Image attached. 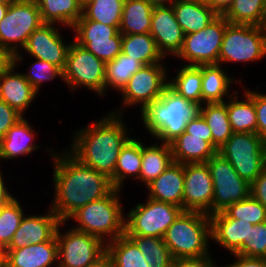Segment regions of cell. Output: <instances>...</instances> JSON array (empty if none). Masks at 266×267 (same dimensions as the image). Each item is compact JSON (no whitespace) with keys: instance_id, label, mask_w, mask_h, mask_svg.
I'll return each mask as SVG.
<instances>
[{"instance_id":"cell-40","label":"cell","mask_w":266,"mask_h":267,"mask_svg":"<svg viewBox=\"0 0 266 267\" xmlns=\"http://www.w3.org/2000/svg\"><path fill=\"white\" fill-rule=\"evenodd\" d=\"M142 252L149 267H173L174 258L163 241L153 236H128Z\"/></svg>"},{"instance_id":"cell-59","label":"cell","mask_w":266,"mask_h":267,"mask_svg":"<svg viewBox=\"0 0 266 267\" xmlns=\"http://www.w3.org/2000/svg\"><path fill=\"white\" fill-rule=\"evenodd\" d=\"M82 6L86 5L88 2L92 0H78Z\"/></svg>"},{"instance_id":"cell-57","label":"cell","mask_w":266,"mask_h":267,"mask_svg":"<svg viewBox=\"0 0 266 267\" xmlns=\"http://www.w3.org/2000/svg\"><path fill=\"white\" fill-rule=\"evenodd\" d=\"M0 267H4L3 264V251L0 249Z\"/></svg>"},{"instance_id":"cell-15","label":"cell","mask_w":266,"mask_h":267,"mask_svg":"<svg viewBox=\"0 0 266 267\" xmlns=\"http://www.w3.org/2000/svg\"><path fill=\"white\" fill-rule=\"evenodd\" d=\"M164 67L161 62L139 69L121 91L122 104L127 107L141 104L142 112L149 104L158 100L169 85Z\"/></svg>"},{"instance_id":"cell-14","label":"cell","mask_w":266,"mask_h":267,"mask_svg":"<svg viewBox=\"0 0 266 267\" xmlns=\"http://www.w3.org/2000/svg\"><path fill=\"white\" fill-rule=\"evenodd\" d=\"M120 26H108L94 20H78L72 30L74 42L107 63L114 60L122 50Z\"/></svg>"},{"instance_id":"cell-42","label":"cell","mask_w":266,"mask_h":267,"mask_svg":"<svg viewBox=\"0 0 266 267\" xmlns=\"http://www.w3.org/2000/svg\"><path fill=\"white\" fill-rule=\"evenodd\" d=\"M223 212L229 218L248 221L253 225L266 221V208L251 194L244 200L229 205Z\"/></svg>"},{"instance_id":"cell-5","label":"cell","mask_w":266,"mask_h":267,"mask_svg":"<svg viewBox=\"0 0 266 267\" xmlns=\"http://www.w3.org/2000/svg\"><path fill=\"white\" fill-rule=\"evenodd\" d=\"M120 191V189L114 188L104 198L79 208L69 217L70 220L73 219L79 224L72 228L94 235L106 243L125 234L126 216H123L122 212Z\"/></svg>"},{"instance_id":"cell-9","label":"cell","mask_w":266,"mask_h":267,"mask_svg":"<svg viewBox=\"0 0 266 267\" xmlns=\"http://www.w3.org/2000/svg\"><path fill=\"white\" fill-rule=\"evenodd\" d=\"M147 198L145 204H137L126 215L125 234L163 238L168 227L184 210L173 204Z\"/></svg>"},{"instance_id":"cell-55","label":"cell","mask_w":266,"mask_h":267,"mask_svg":"<svg viewBox=\"0 0 266 267\" xmlns=\"http://www.w3.org/2000/svg\"><path fill=\"white\" fill-rule=\"evenodd\" d=\"M148 1L153 6H168V5H172L177 0H148Z\"/></svg>"},{"instance_id":"cell-18","label":"cell","mask_w":266,"mask_h":267,"mask_svg":"<svg viewBox=\"0 0 266 267\" xmlns=\"http://www.w3.org/2000/svg\"><path fill=\"white\" fill-rule=\"evenodd\" d=\"M149 33L164 58L169 54L177 56L181 51L185 34L177 22L172 5L154 6Z\"/></svg>"},{"instance_id":"cell-43","label":"cell","mask_w":266,"mask_h":267,"mask_svg":"<svg viewBox=\"0 0 266 267\" xmlns=\"http://www.w3.org/2000/svg\"><path fill=\"white\" fill-rule=\"evenodd\" d=\"M28 73H23L29 84L38 92L43 81L53 80L59 77L62 79L63 72L56 66L41 59L35 58L30 65Z\"/></svg>"},{"instance_id":"cell-3","label":"cell","mask_w":266,"mask_h":267,"mask_svg":"<svg viewBox=\"0 0 266 267\" xmlns=\"http://www.w3.org/2000/svg\"><path fill=\"white\" fill-rule=\"evenodd\" d=\"M198 113L199 105L185 99L169 85L158 100L140 112L146 130L168 144L185 131L187 121Z\"/></svg>"},{"instance_id":"cell-17","label":"cell","mask_w":266,"mask_h":267,"mask_svg":"<svg viewBox=\"0 0 266 267\" xmlns=\"http://www.w3.org/2000/svg\"><path fill=\"white\" fill-rule=\"evenodd\" d=\"M70 43L67 45L54 24H42L29 37L23 49L34 58L58 67L62 72Z\"/></svg>"},{"instance_id":"cell-54","label":"cell","mask_w":266,"mask_h":267,"mask_svg":"<svg viewBox=\"0 0 266 267\" xmlns=\"http://www.w3.org/2000/svg\"><path fill=\"white\" fill-rule=\"evenodd\" d=\"M86 267H113V264L110 257L105 252L98 260Z\"/></svg>"},{"instance_id":"cell-22","label":"cell","mask_w":266,"mask_h":267,"mask_svg":"<svg viewBox=\"0 0 266 267\" xmlns=\"http://www.w3.org/2000/svg\"><path fill=\"white\" fill-rule=\"evenodd\" d=\"M184 164L173 162L147 185V197L183 208Z\"/></svg>"},{"instance_id":"cell-33","label":"cell","mask_w":266,"mask_h":267,"mask_svg":"<svg viewBox=\"0 0 266 267\" xmlns=\"http://www.w3.org/2000/svg\"><path fill=\"white\" fill-rule=\"evenodd\" d=\"M202 105L199 106V114L205 119L211 130L212 145L219 150L233 134L228 119L227 102L204 103Z\"/></svg>"},{"instance_id":"cell-41","label":"cell","mask_w":266,"mask_h":267,"mask_svg":"<svg viewBox=\"0 0 266 267\" xmlns=\"http://www.w3.org/2000/svg\"><path fill=\"white\" fill-rule=\"evenodd\" d=\"M23 217L24 211L15 197L0 208V249L2 251L9 246Z\"/></svg>"},{"instance_id":"cell-47","label":"cell","mask_w":266,"mask_h":267,"mask_svg":"<svg viewBox=\"0 0 266 267\" xmlns=\"http://www.w3.org/2000/svg\"><path fill=\"white\" fill-rule=\"evenodd\" d=\"M185 132L193 136H212L208 124L199 113L187 121Z\"/></svg>"},{"instance_id":"cell-58","label":"cell","mask_w":266,"mask_h":267,"mask_svg":"<svg viewBox=\"0 0 266 267\" xmlns=\"http://www.w3.org/2000/svg\"><path fill=\"white\" fill-rule=\"evenodd\" d=\"M15 0H0V4H11Z\"/></svg>"},{"instance_id":"cell-11","label":"cell","mask_w":266,"mask_h":267,"mask_svg":"<svg viewBox=\"0 0 266 267\" xmlns=\"http://www.w3.org/2000/svg\"><path fill=\"white\" fill-rule=\"evenodd\" d=\"M206 163L213 180L212 214L224 211L229 205L250 195V184L220 153L217 152Z\"/></svg>"},{"instance_id":"cell-37","label":"cell","mask_w":266,"mask_h":267,"mask_svg":"<svg viewBox=\"0 0 266 267\" xmlns=\"http://www.w3.org/2000/svg\"><path fill=\"white\" fill-rule=\"evenodd\" d=\"M106 253L113 267H149L142 252L126 234L106 243Z\"/></svg>"},{"instance_id":"cell-10","label":"cell","mask_w":266,"mask_h":267,"mask_svg":"<svg viewBox=\"0 0 266 267\" xmlns=\"http://www.w3.org/2000/svg\"><path fill=\"white\" fill-rule=\"evenodd\" d=\"M106 63L72 41L67 53L62 80L71 90L85 86L98 96L105 93Z\"/></svg>"},{"instance_id":"cell-29","label":"cell","mask_w":266,"mask_h":267,"mask_svg":"<svg viewBox=\"0 0 266 267\" xmlns=\"http://www.w3.org/2000/svg\"><path fill=\"white\" fill-rule=\"evenodd\" d=\"M153 8L148 0H125L119 32L122 35L149 33Z\"/></svg>"},{"instance_id":"cell-35","label":"cell","mask_w":266,"mask_h":267,"mask_svg":"<svg viewBox=\"0 0 266 267\" xmlns=\"http://www.w3.org/2000/svg\"><path fill=\"white\" fill-rule=\"evenodd\" d=\"M223 16L230 24L264 27L266 0H234Z\"/></svg>"},{"instance_id":"cell-27","label":"cell","mask_w":266,"mask_h":267,"mask_svg":"<svg viewBox=\"0 0 266 267\" xmlns=\"http://www.w3.org/2000/svg\"><path fill=\"white\" fill-rule=\"evenodd\" d=\"M227 102L228 119L233 133H256L257 114L254 106V91L245 90V100H238L236 90Z\"/></svg>"},{"instance_id":"cell-32","label":"cell","mask_w":266,"mask_h":267,"mask_svg":"<svg viewBox=\"0 0 266 267\" xmlns=\"http://www.w3.org/2000/svg\"><path fill=\"white\" fill-rule=\"evenodd\" d=\"M235 81L220 67V64L202 65V104L225 102L230 84Z\"/></svg>"},{"instance_id":"cell-31","label":"cell","mask_w":266,"mask_h":267,"mask_svg":"<svg viewBox=\"0 0 266 267\" xmlns=\"http://www.w3.org/2000/svg\"><path fill=\"white\" fill-rule=\"evenodd\" d=\"M142 162V141L130 138L121 148L114 175L110 178L113 188L120 189L123 187L124 180L127 176L139 179ZM123 183V184H122Z\"/></svg>"},{"instance_id":"cell-8","label":"cell","mask_w":266,"mask_h":267,"mask_svg":"<svg viewBox=\"0 0 266 267\" xmlns=\"http://www.w3.org/2000/svg\"><path fill=\"white\" fill-rule=\"evenodd\" d=\"M266 56V31L263 26L228 24L218 64L255 62Z\"/></svg>"},{"instance_id":"cell-6","label":"cell","mask_w":266,"mask_h":267,"mask_svg":"<svg viewBox=\"0 0 266 267\" xmlns=\"http://www.w3.org/2000/svg\"><path fill=\"white\" fill-rule=\"evenodd\" d=\"M40 10L35 0H15L8 8L5 17L0 22V46L10 50L15 55V65L24 59L19 51L28 37L41 25Z\"/></svg>"},{"instance_id":"cell-12","label":"cell","mask_w":266,"mask_h":267,"mask_svg":"<svg viewBox=\"0 0 266 267\" xmlns=\"http://www.w3.org/2000/svg\"><path fill=\"white\" fill-rule=\"evenodd\" d=\"M229 22L218 15L205 29L185 34L181 51L176 57L193 66L218 64V56Z\"/></svg>"},{"instance_id":"cell-49","label":"cell","mask_w":266,"mask_h":267,"mask_svg":"<svg viewBox=\"0 0 266 267\" xmlns=\"http://www.w3.org/2000/svg\"><path fill=\"white\" fill-rule=\"evenodd\" d=\"M210 256L176 259L174 260L173 267H218L213 263V259Z\"/></svg>"},{"instance_id":"cell-45","label":"cell","mask_w":266,"mask_h":267,"mask_svg":"<svg viewBox=\"0 0 266 267\" xmlns=\"http://www.w3.org/2000/svg\"><path fill=\"white\" fill-rule=\"evenodd\" d=\"M23 116L5 101L0 100V139L14 126Z\"/></svg>"},{"instance_id":"cell-30","label":"cell","mask_w":266,"mask_h":267,"mask_svg":"<svg viewBox=\"0 0 266 267\" xmlns=\"http://www.w3.org/2000/svg\"><path fill=\"white\" fill-rule=\"evenodd\" d=\"M43 24L72 26L83 15V6L78 0H35Z\"/></svg>"},{"instance_id":"cell-20","label":"cell","mask_w":266,"mask_h":267,"mask_svg":"<svg viewBox=\"0 0 266 267\" xmlns=\"http://www.w3.org/2000/svg\"><path fill=\"white\" fill-rule=\"evenodd\" d=\"M55 262V264H54ZM4 267H58L56 235L47 242L3 251Z\"/></svg>"},{"instance_id":"cell-48","label":"cell","mask_w":266,"mask_h":267,"mask_svg":"<svg viewBox=\"0 0 266 267\" xmlns=\"http://www.w3.org/2000/svg\"><path fill=\"white\" fill-rule=\"evenodd\" d=\"M250 194L266 208V167L250 184Z\"/></svg>"},{"instance_id":"cell-56","label":"cell","mask_w":266,"mask_h":267,"mask_svg":"<svg viewBox=\"0 0 266 267\" xmlns=\"http://www.w3.org/2000/svg\"><path fill=\"white\" fill-rule=\"evenodd\" d=\"M10 4H0V22L5 17Z\"/></svg>"},{"instance_id":"cell-28","label":"cell","mask_w":266,"mask_h":267,"mask_svg":"<svg viewBox=\"0 0 266 267\" xmlns=\"http://www.w3.org/2000/svg\"><path fill=\"white\" fill-rule=\"evenodd\" d=\"M173 155L168 143L161 145L151 144L146 146L142 142V162L139 181L145 183V187L164 172L172 163Z\"/></svg>"},{"instance_id":"cell-21","label":"cell","mask_w":266,"mask_h":267,"mask_svg":"<svg viewBox=\"0 0 266 267\" xmlns=\"http://www.w3.org/2000/svg\"><path fill=\"white\" fill-rule=\"evenodd\" d=\"M211 240L227 249L230 254L242 255V243L248 241L250 222L229 218L223 211L210 215Z\"/></svg>"},{"instance_id":"cell-44","label":"cell","mask_w":266,"mask_h":267,"mask_svg":"<svg viewBox=\"0 0 266 267\" xmlns=\"http://www.w3.org/2000/svg\"><path fill=\"white\" fill-rule=\"evenodd\" d=\"M242 255L266 258V221L249 229L248 241L242 243Z\"/></svg>"},{"instance_id":"cell-1","label":"cell","mask_w":266,"mask_h":267,"mask_svg":"<svg viewBox=\"0 0 266 267\" xmlns=\"http://www.w3.org/2000/svg\"><path fill=\"white\" fill-rule=\"evenodd\" d=\"M54 159V191L50 207L62 222L79 208L107 196L114 188L103 173L84 165L69 150L50 153Z\"/></svg>"},{"instance_id":"cell-46","label":"cell","mask_w":266,"mask_h":267,"mask_svg":"<svg viewBox=\"0 0 266 267\" xmlns=\"http://www.w3.org/2000/svg\"><path fill=\"white\" fill-rule=\"evenodd\" d=\"M254 106L257 114V134L266 141V94L255 91Z\"/></svg>"},{"instance_id":"cell-23","label":"cell","mask_w":266,"mask_h":267,"mask_svg":"<svg viewBox=\"0 0 266 267\" xmlns=\"http://www.w3.org/2000/svg\"><path fill=\"white\" fill-rule=\"evenodd\" d=\"M170 146L174 162L181 164L206 163L218 152L212 136H193L185 131Z\"/></svg>"},{"instance_id":"cell-7","label":"cell","mask_w":266,"mask_h":267,"mask_svg":"<svg viewBox=\"0 0 266 267\" xmlns=\"http://www.w3.org/2000/svg\"><path fill=\"white\" fill-rule=\"evenodd\" d=\"M218 153L249 184L266 167V141L256 133H233L219 148Z\"/></svg>"},{"instance_id":"cell-26","label":"cell","mask_w":266,"mask_h":267,"mask_svg":"<svg viewBox=\"0 0 266 267\" xmlns=\"http://www.w3.org/2000/svg\"><path fill=\"white\" fill-rule=\"evenodd\" d=\"M36 133L24 116L20 118L0 139V160L14 159L33 153L39 148L33 143Z\"/></svg>"},{"instance_id":"cell-4","label":"cell","mask_w":266,"mask_h":267,"mask_svg":"<svg viewBox=\"0 0 266 267\" xmlns=\"http://www.w3.org/2000/svg\"><path fill=\"white\" fill-rule=\"evenodd\" d=\"M210 216L198 211H183L166 230L163 241L174 260L210 255Z\"/></svg>"},{"instance_id":"cell-16","label":"cell","mask_w":266,"mask_h":267,"mask_svg":"<svg viewBox=\"0 0 266 267\" xmlns=\"http://www.w3.org/2000/svg\"><path fill=\"white\" fill-rule=\"evenodd\" d=\"M183 210L212 215L213 180L207 163L184 164Z\"/></svg>"},{"instance_id":"cell-13","label":"cell","mask_w":266,"mask_h":267,"mask_svg":"<svg viewBox=\"0 0 266 267\" xmlns=\"http://www.w3.org/2000/svg\"><path fill=\"white\" fill-rule=\"evenodd\" d=\"M64 223L56 232L58 267H86L106 252V243L94 235L73 228L62 234L59 229Z\"/></svg>"},{"instance_id":"cell-53","label":"cell","mask_w":266,"mask_h":267,"mask_svg":"<svg viewBox=\"0 0 266 267\" xmlns=\"http://www.w3.org/2000/svg\"><path fill=\"white\" fill-rule=\"evenodd\" d=\"M13 198V195L10 194L6 188V185L4 184V178L2 177V173L0 171V208L6 205Z\"/></svg>"},{"instance_id":"cell-34","label":"cell","mask_w":266,"mask_h":267,"mask_svg":"<svg viewBox=\"0 0 266 267\" xmlns=\"http://www.w3.org/2000/svg\"><path fill=\"white\" fill-rule=\"evenodd\" d=\"M121 52L144 66L163 62L164 58L150 33L122 35Z\"/></svg>"},{"instance_id":"cell-38","label":"cell","mask_w":266,"mask_h":267,"mask_svg":"<svg viewBox=\"0 0 266 267\" xmlns=\"http://www.w3.org/2000/svg\"><path fill=\"white\" fill-rule=\"evenodd\" d=\"M144 65L122 52L112 61L106 63L105 92L107 88L121 92L129 79Z\"/></svg>"},{"instance_id":"cell-2","label":"cell","mask_w":266,"mask_h":267,"mask_svg":"<svg viewBox=\"0 0 266 267\" xmlns=\"http://www.w3.org/2000/svg\"><path fill=\"white\" fill-rule=\"evenodd\" d=\"M123 110L111 111L109 115L81 128L74 134L69 152L84 165L105 174L114 175L121 148L130 139L122 120Z\"/></svg>"},{"instance_id":"cell-19","label":"cell","mask_w":266,"mask_h":267,"mask_svg":"<svg viewBox=\"0 0 266 267\" xmlns=\"http://www.w3.org/2000/svg\"><path fill=\"white\" fill-rule=\"evenodd\" d=\"M61 222L51 208L43 215H24L6 249H20L29 244L47 242L56 235Z\"/></svg>"},{"instance_id":"cell-39","label":"cell","mask_w":266,"mask_h":267,"mask_svg":"<svg viewBox=\"0 0 266 267\" xmlns=\"http://www.w3.org/2000/svg\"><path fill=\"white\" fill-rule=\"evenodd\" d=\"M125 0H92L83 6L78 20H94L108 26H120Z\"/></svg>"},{"instance_id":"cell-51","label":"cell","mask_w":266,"mask_h":267,"mask_svg":"<svg viewBox=\"0 0 266 267\" xmlns=\"http://www.w3.org/2000/svg\"><path fill=\"white\" fill-rule=\"evenodd\" d=\"M15 65V55L0 46V78Z\"/></svg>"},{"instance_id":"cell-24","label":"cell","mask_w":266,"mask_h":267,"mask_svg":"<svg viewBox=\"0 0 266 267\" xmlns=\"http://www.w3.org/2000/svg\"><path fill=\"white\" fill-rule=\"evenodd\" d=\"M15 68L16 65L0 78V100L23 116L38 92L29 84L23 73H15Z\"/></svg>"},{"instance_id":"cell-52","label":"cell","mask_w":266,"mask_h":267,"mask_svg":"<svg viewBox=\"0 0 266 267\" xmlns=\"http://www.w3.org/2000/svg\"><path fill=\"white\" fill-rule=\"evenodd\" d=\"M209 8L218 15H224L234 0H202Z\"/></svg>"},{"instance_id":"cell-36","label":"cell","mask_w":266,"mask_h":267,"mask_svg":"<svg viewBox=\"0 0 266 267\" xmlns=\"http://www.w3.org/2000/svg\"><path fill=\"white\" fill-rule=\"evenodd\" d=\"M169 86L185 99L202 105V65H185L177 76L169 81Z\"/></svg>"},{"instance_id":"cell-25","label":"cell","mask_w":266,"mask_h":267,"mask_svg":"<svg viewBox=\"0 0 266 267\" xmlns=\"http://www.w3.org/2000/svg\"><path fill=\"white\" fill-rule=\"evenodd\" d=\"M172 7L184 34L205 29L218 16L202 0H177Z\"/></svg>"},{"instance_id":"cell-50","label":"cell","mask_w":266,"mask_h":267,"mask_svg":"<svg viewBox=\"0 0 266 267\" xmlns=\"http://www.w3.org/2000/svg\"><path fill=\"white\" fill-rule=\"evenodd\" d=\"M236 261L222 267H266V258L247 257L240 254H232Z\"/></svg>"}]
</instances>
